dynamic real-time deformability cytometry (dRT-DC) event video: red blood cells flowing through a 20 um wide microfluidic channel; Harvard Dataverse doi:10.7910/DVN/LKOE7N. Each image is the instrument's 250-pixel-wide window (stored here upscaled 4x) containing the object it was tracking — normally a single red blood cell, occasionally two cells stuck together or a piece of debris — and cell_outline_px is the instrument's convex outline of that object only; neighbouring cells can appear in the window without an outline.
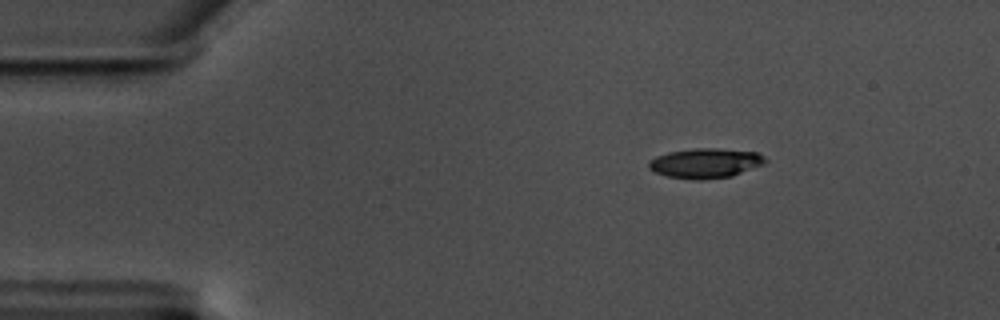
{"species": "common noctule bat (a hibernating species)", "species_latin": "Nyctalus noctula", "temperature_condition": "warm", "stored_images_in_passage": 50, "camera_frame_rate_fps": 3000, "um_per_image_px": 0.085, "animal": {"sex": "male", "body_mass_g": 17.5, "forearm_length_mm": 52.3}, "frame": {"image": 1, "passage_image": 1, "time_ms": 0.0, "image_size_px": [1000, 320], "cell_outline_px": [[768, 160], [764, 164], [732, 176], [700, 180], [696, 180], [668, 176], [656, 172], [648, 168], [648, 160], [656, 156], [668, 152], [696, 148], [716, 148], [756, 152], [764, 156]], "centroid_in_image_um": [59.96, 13.86], "position_along_channel_um": 25.0, "area_um2": 20.23}}
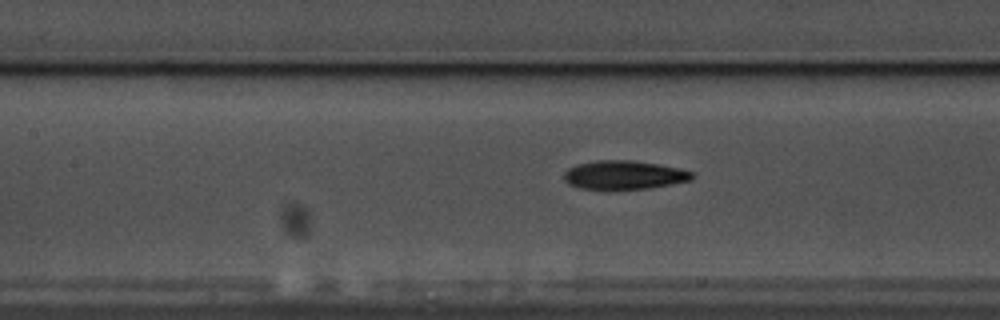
{"frame": {"image": 2, "passage_image": 18, "time_ms": 5.667, "image_size_px": [1000, 320], "cell_outline_px": [[696, 176], [692, 180], [672, 184], [648, 188], [608, 192], [580, 188], [568, 184], [564, 180], [564, 172], [568, 168], [576, 164], [596, 160], [632, 160], [660, 164], [680, 168], [696, 172]], "centroid_in_image_um": [53.05, 14.9], "position_along_channel_um": 154.3, "area_um2": 22.48}}
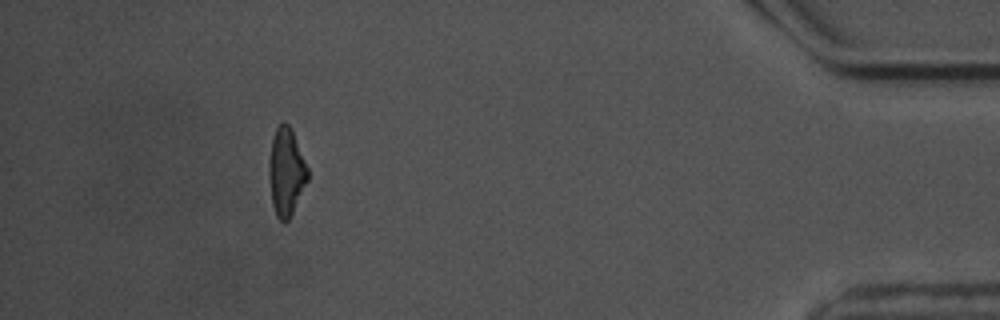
{"frame": {"image": 3, "passage_image": 45, "time_ms": 14.667, "image_size_px": [1000, 320], "cell_outline_px": [[308, 180], [288, 220], [280, 220], [276, 216], [272, 204], [268, 172], [268, 160], [272, 140], [276, 128], [284, 120], [292, 128], [308, 168]], "centroid_in_image_um": [24.31, 14.56], "position_along_channel_um": 410.9, "area_um2": 19.77}, "authors_computed_cell_mechanics": {"area_um2": 20.7791, "velocity_mm_per_s": 3.5159, "shape_relaxation_time_tau1_ms": 4.0527, "shape_relaxation_time_tau2_ms": 2.5045, "deformation_change_tau1": 0.1599, "deformation_change_tau2": 0.1121}}